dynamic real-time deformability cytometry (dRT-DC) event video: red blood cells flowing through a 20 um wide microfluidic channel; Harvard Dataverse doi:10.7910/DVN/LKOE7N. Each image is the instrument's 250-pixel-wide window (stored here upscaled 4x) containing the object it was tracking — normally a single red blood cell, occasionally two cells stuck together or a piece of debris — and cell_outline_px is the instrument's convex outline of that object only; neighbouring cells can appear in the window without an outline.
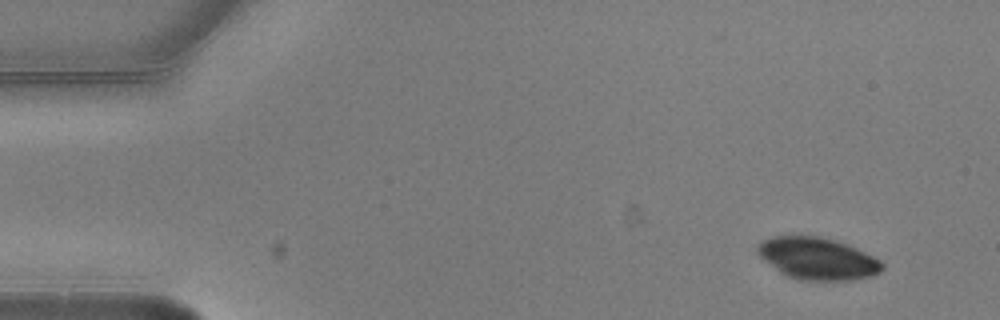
{"species": "common noctule bat (a hibernating species)", "species_latin": "Nyctalus noctula", "temperature_condition": "warm", "stored_images_in_passage": 2, "camera_frame_rate_fps": 3000, "um_per_image_px": 0.085, "animal": {"sex": "male", "body_mass_g": 20.5, "forearm_length_mm": 52.5}, "frame": {"image": 1, "passage_image": 1, "time_ms": 0.0, "image_size_px": [1000, 320], "cell_outline_px": [[884, 268], [880, 272], [872, 276], [856, 280], [800, 280], [788, 276], [780, 272], [764, 260], [756, 252], [756, 248], [764, 240], [772, 236], [820, 236], [836, 240], [848, 244], [880, 260], [884, 264]], "centroid_in_image_um": [69.51, 21.98], "position_along_channel_um": 15.5, "area_um2": 30.52}}